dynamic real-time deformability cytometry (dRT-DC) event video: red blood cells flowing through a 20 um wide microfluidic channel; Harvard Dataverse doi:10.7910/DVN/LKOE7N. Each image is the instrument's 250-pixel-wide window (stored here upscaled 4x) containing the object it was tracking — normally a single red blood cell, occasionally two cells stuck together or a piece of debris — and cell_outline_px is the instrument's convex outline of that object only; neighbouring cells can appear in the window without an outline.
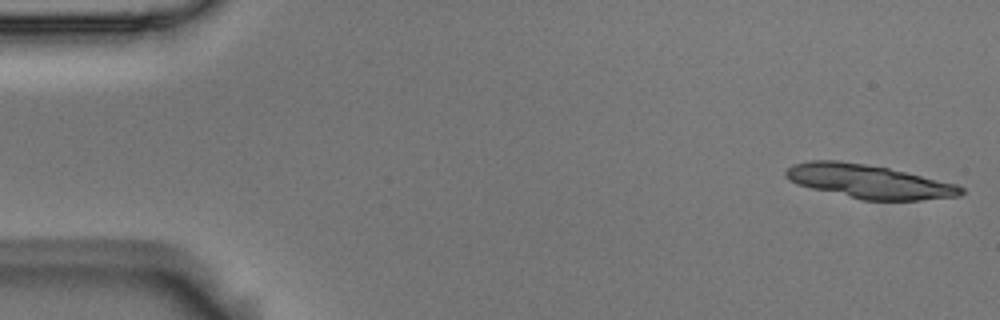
{"species": "Egyptian fruit bat (a non-hibernating species)", "species_latin": "Rousettus aegyptiacus", "temperature_condition": "room temperature", "stored_images_in_passage": 15, "camera_frame_rate_fps": 3000, "um_per_image_px": 0.085, "animal": {"sex": "male"}, "frame": {"image": 1, "passage_image": 1, "time_ms": 0.0, "image_size_px": [1000, 320], "cell_outline_px": [[964, 192], [960, 196], [920, 200], [860, 200], [812, 188], [788, 180], [784, 176], [784, 172], [792, 164], [808, 160], [836, 160], [864, 164], [888, 168], [956, 184], [964, 188]], "centroid_in_image_um": [73.83, 15.43], "position_along_channel_um": 11.2, "area_um2": 34.28}}